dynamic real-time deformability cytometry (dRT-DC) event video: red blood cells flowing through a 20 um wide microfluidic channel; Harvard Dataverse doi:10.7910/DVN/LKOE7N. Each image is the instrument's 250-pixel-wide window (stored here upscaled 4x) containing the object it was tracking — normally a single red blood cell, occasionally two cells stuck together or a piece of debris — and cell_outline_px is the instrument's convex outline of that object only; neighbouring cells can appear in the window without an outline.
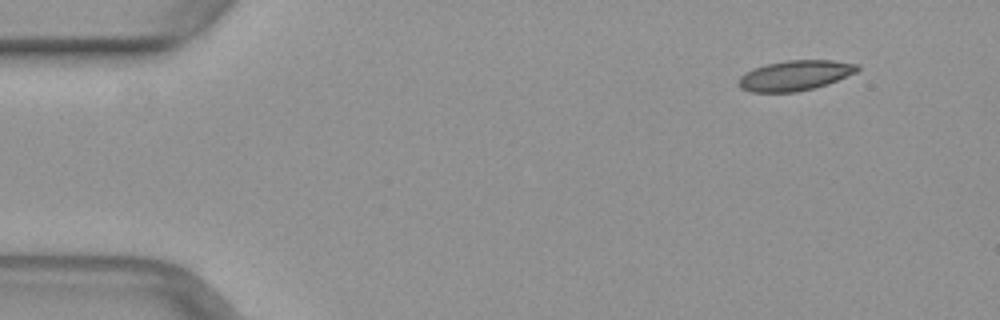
{"species": "common noctule bat (a hibernating species)", "species_latin": "Nyctalus noctula", "temperature_condition": "warm", "stored_images_in_passage": 46, "camera_frame_rate_fps": 3000, "um_per_image_px": 0.085, "animal": {"sex": "female", "body_mass_g": 29.2, "forearm_length_mm": 56.3}, "frame": {"image": 1, "passage_image": 1, "time_ms": 0.0, "image_size_px": [1000, 320], "cell_outline_px": [[860, 68], [856, 72], [828, 84], [796, 92], [752, 92], [740, 88], [740, 76], [744, 72], [768, 64], [788, 60], [832, 60], [856, 64]], "centroid_in_image_um": [67.59, 6.41], "position_along_channel_um": 17.4, "area_um2": 20.58}}
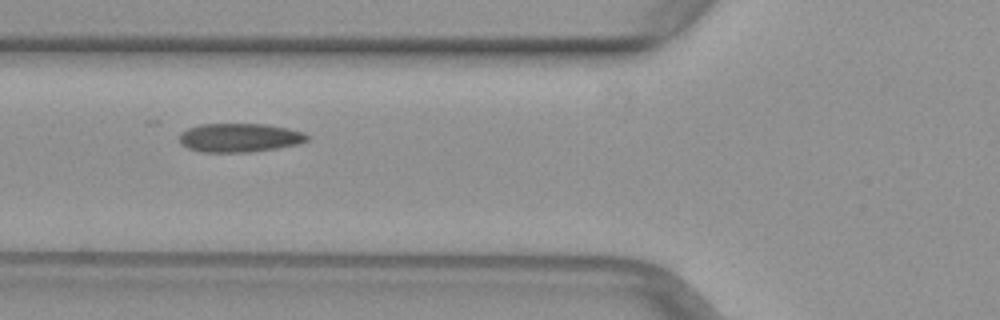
{"frame": {"image": 2, "passage_image": 15, "time_ms": 4.667, "image_size_px": [1000, 320], "cell_outline_px": [[308, 140], [296, 144], [276, 148], [248, 152], [204, 152], [188, 148], [180, 144], [180, 132], [188, 128], [200, 124], [264, 124], [288, 128], [304, 132], [308, 136]], "centroid_in_image_um": [20.33, 11.7], "position_along_channel_um": 105.5, "area_um2": 21.33}}
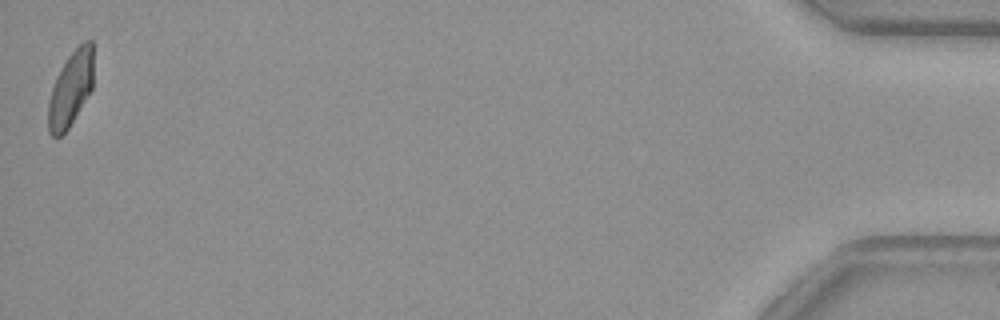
{"frame": {"image": 3, "passage_image": 46, "time_ms": 15.0, "image_size_px": [1000, 320], "cell_outline_px": [[92, 88], [68, 128], [60, 136], [52, 136], [48, 132], [48, 104], [52, 88], [56, 76], [68, 56], [84, 40], [92, 40]], "centroid_in_image_um": [5.99, 7.55], "position_along_channel_um": 429.2, "area_um2": 19.36}}